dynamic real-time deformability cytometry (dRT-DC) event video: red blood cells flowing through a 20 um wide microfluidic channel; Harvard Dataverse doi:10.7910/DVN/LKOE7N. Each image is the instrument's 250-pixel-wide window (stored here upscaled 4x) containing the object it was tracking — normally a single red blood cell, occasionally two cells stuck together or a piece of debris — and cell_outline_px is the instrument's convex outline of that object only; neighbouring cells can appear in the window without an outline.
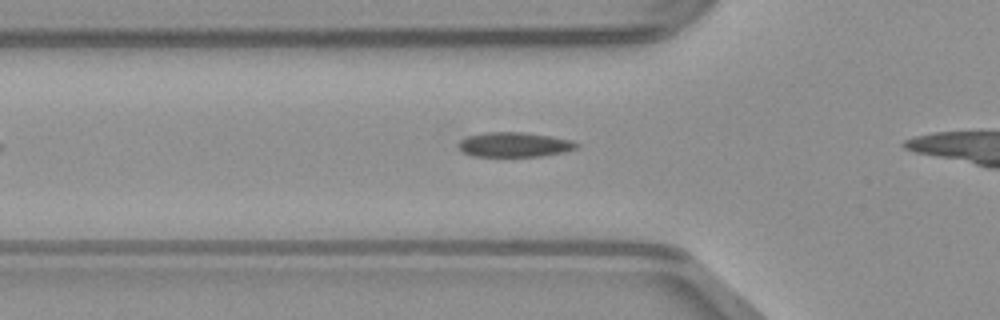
{"species": "common noctule bat (a hibernating species)", "species_latin": "Nyctalus noctula", "temperature_condition": "warm", "stored_images_in_passage": 15, "camera_frame_rate_fps": 3000, "um_per_image_px": 0.085, "animal": {"sex": "male", "body_mass_g": 23.1, "forearm_length_mm": 52.7}, "frame": {"image": 1, "passage_image": 7, "time_ms": 2.0, "image_size_px": [1000, 320], "cell_outline_px": [[580, 144], [576, 148], [564, 152], [540, 156], [472, 156], [464, 152], [456, 144], [460, 140], [468, 136], [484, 132], [524, 132], [572, 140]], "centroid_in_image_um": [43.71, 12.29], "position_along_channel_um": 82.1, "area_um2": 16.94}}
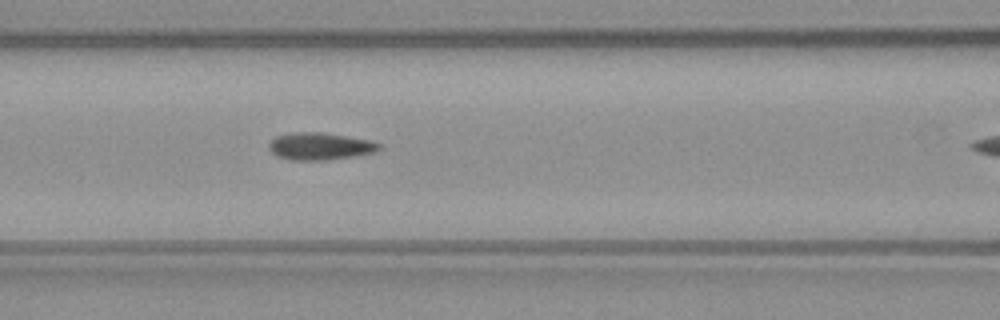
{"frame": {"image": 2, "passage_image": 11, "time_ms": 3.333, "image_size_px": [1000, 320], "cell_outline_px": [[380, 148], [376, 152], [352, 156], [324, 160], [292, 160], [276, 156], [268, 148], [268, 144], [276, 136], [296, 132], [320, 132], [368, 140], [380, 144]], "centroid_in_image_um": [27.15, 12.44], "position_along_channel_um": 139.4, "area_um2": 17.22}}